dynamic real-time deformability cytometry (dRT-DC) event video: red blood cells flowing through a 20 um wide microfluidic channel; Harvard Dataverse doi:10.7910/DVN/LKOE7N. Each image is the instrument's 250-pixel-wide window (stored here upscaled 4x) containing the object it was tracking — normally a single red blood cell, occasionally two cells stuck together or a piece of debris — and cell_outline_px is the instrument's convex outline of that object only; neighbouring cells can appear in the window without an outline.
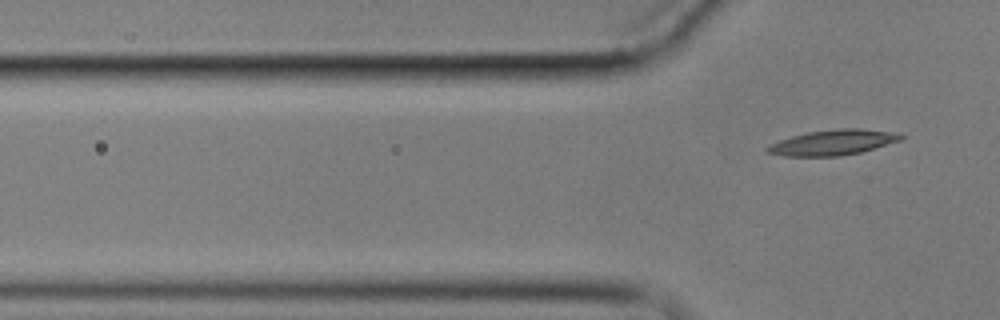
{"species": "common noctule bat (a hibernating species)", "species_latin": "Nyctalus noctula", "temperature_condition": "cold", "stored_images_in_passage": 7, "segment_of_instrument_passage": [2, 2], "camera_frame_rate_fps": 3000, "um_per_image_px": 0.085, "animal": {"sex": "male", "body_mass_g": 17.9}, "frame": {"image": 1, "passage_image": 7, "time_ms": 7.0, "image_size_px": [1000, 320], "cell_outline_px": [[904, 136], [900, 140], [860, 152], [840, 156], [784, 156], [768, 152], [764, 148], [780, 140], [792, 136], [808, 132], [840, 128], [860, 128], [884, 132]], "centroid_in_image_um": [70.72, 12.12], "position_along_channel_um": 55.1, "area_um2": 19.13}}